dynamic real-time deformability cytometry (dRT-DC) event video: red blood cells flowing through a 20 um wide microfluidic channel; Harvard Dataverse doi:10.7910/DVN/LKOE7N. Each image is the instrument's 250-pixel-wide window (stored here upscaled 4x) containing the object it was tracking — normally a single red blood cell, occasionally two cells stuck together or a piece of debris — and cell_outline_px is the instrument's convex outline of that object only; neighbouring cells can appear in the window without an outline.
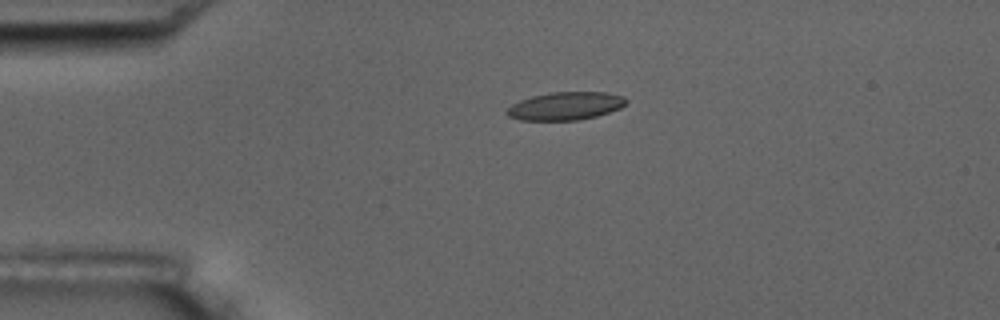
{"species": "common noctule bat (a hibernating species)", "species_latin": "Nyctalus noctula", "temperature_condition": "room temperature", "stored_images_in_passage": 3, "camera_frame_rate_fps": 3000, "um_per_image_px": 0.085, "animal": {"sex": "male", "body_mass_g": 17.5, "forearm_length_mm": 52.3}, "frame": {"image": 1, "passage_image": 1, "time_ms": 0.0, "image_size_px": [1000, 320], "cell_outline_px": [[628, 104], [620, 108], [596, 116], [580, 120], [520, 120], [508, 116], [504, 112], [512, 104], [520, 100], [532, 96], [548, 92], [608, 92], [624, 96], [628, 100]], "centroid_in_image_um": [48.08, 9.0], "position_along_channel_um": 36.9, "area_um2": 19.65}}
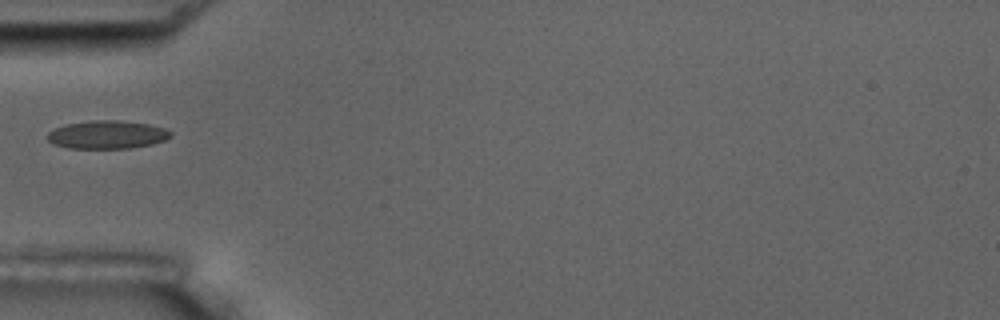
{"frame": {"image": 2, "passage_image": 3, "time_ms": 2.0, "image_size_px": [1000, 320], "cell_outline_px": [[172, 136], [164, 140], [152, 144], [128, 148], [68, 148], [52, 144], [44, 136], [48, 132], [64, 124], [92, 120], [120, 120], [148, 124], [164, 128], [172, 132]], "centroid_in_image_um": [9.07, 11.44], "position_along_channel_um": 75.9, "area_um2": 20.35}}